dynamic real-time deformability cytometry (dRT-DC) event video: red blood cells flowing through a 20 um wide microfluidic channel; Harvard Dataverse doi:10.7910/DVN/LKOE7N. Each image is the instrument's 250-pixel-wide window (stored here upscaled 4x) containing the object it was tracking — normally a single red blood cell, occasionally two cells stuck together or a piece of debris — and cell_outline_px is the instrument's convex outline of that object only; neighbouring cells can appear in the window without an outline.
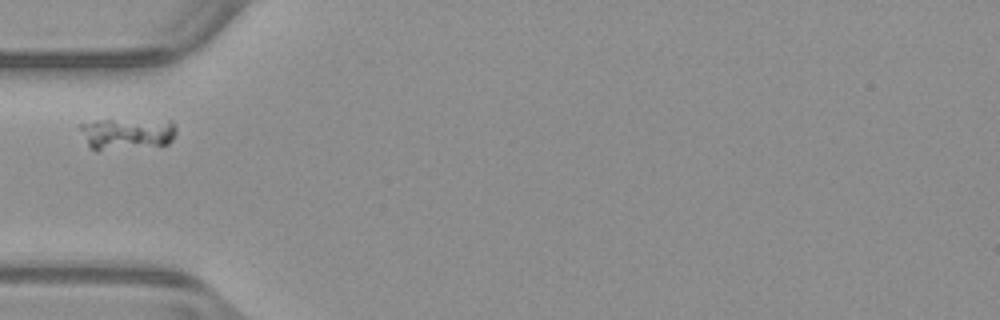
{"species": "common noctule bat (a hibernating species)", "species_latin": "Nyctalus noctula", "temperature_condition": "warm", "stored_images_in_passage": 38, "camera_frame_rate_fps": 3000, "um_per_image_px": 0.085, "animal": {"sex": "male", "body_mass_g": 23.1, "forearm_length_mm": 52.7}, "frame": {"image": 1, "passage_image": 1, "time_ms": 0.0, "image_size_px": [1000, 320], "cell_outline_px": [[176, 136], [168, 144], [96, 152], [88, 144], [80, 128], [80, 124], [96, 120], [172, 120], [176, 128]], "centroid_in_image_um": [10.83, 11.37], "position_along_channel_um": 74.2, "area_um2": 17.92}}
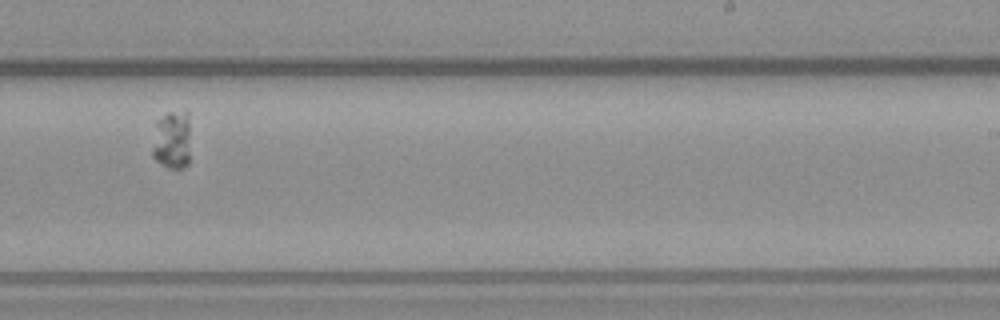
{"frame": {"image": 2, "passage_image": 17, "time_ms": 5.333, "image_size_px": [1000, 320], "cell_outline_px": [[188, 164], [184, 168], [168, 168], [156, 160], [152, 156], [152, 148], [156, 120], [168, 112], [188, 112]], "centroid_in_image_um": [14.59, 11.91], "position_along_channel_um": 274.4, "area_um2": 12.89}}
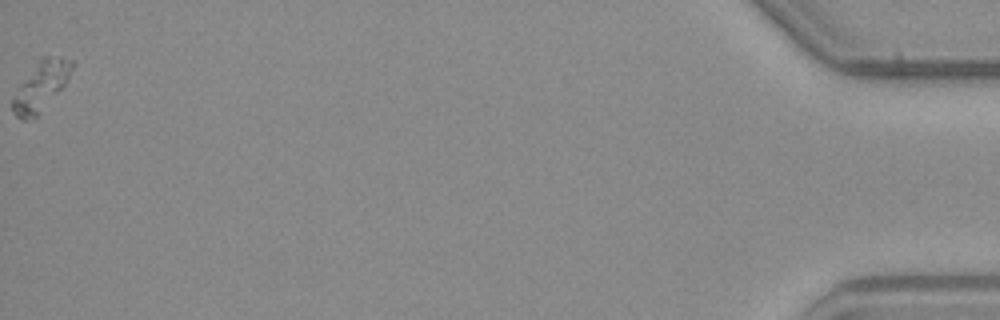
{"frame": {"image": 3, "passage_image": 38, "time_ms": 12.333, "image_size_px": [1000, 320], "cell_outline_px": [[76, 64], [68, 80], [40, 112], [36, 116], [24, 120], [16, 116], [12, 112], [12, 100], [20, 84], [40, 56], [60, 56], [72, 60]], "centroid_in_image_um": [3.51, 7.26], "position_along_channel_um": 431.7, "area_um2": 16.88}}